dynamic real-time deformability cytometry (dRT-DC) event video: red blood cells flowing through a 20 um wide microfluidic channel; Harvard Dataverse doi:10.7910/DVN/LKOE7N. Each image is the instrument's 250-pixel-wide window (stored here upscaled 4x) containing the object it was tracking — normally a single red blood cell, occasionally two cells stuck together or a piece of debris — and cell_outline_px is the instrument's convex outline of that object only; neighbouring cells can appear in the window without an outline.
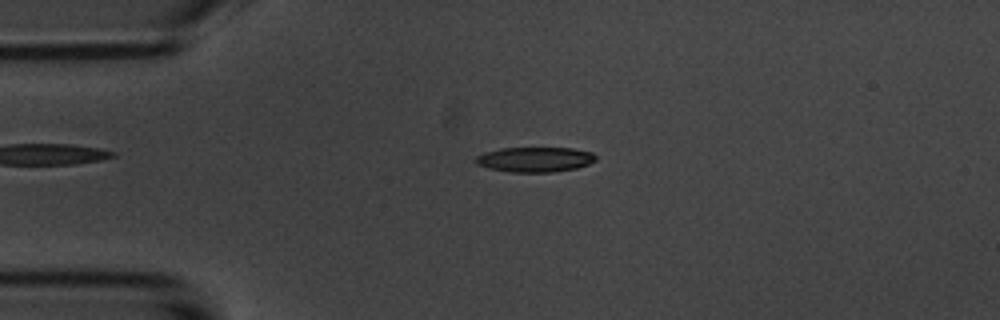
{"species": "common noctule bat (a hibernating species)", "species_latin": "Nyctalus noctula", "temperature_condition": "room temperature", "stored_images_in_passage": 4, "camera_frame_rate_fps": 3000, "um_per_image_px": 0.085, "animal": {"sex": "male", "body_mass_g": 20.1, "forearm_length_mm": 53.5}, "frame": {"image": 1, "passage_image": 3, "time_ms": 2.333, "image_size_px": [1000, 320], "cell_outline_px": [[596, 160], [588, 164], [576, 168], [552, 172], [512, 172], [488, 168], [476, 164], [476, 156], [484, 152], [500, 148], [572, 148], [592, 152], [596, 156]], "centroid_in_image_um": [45.46, 13.55], "position_along_channel_um": 39.5, "area_um2": 17.46}}